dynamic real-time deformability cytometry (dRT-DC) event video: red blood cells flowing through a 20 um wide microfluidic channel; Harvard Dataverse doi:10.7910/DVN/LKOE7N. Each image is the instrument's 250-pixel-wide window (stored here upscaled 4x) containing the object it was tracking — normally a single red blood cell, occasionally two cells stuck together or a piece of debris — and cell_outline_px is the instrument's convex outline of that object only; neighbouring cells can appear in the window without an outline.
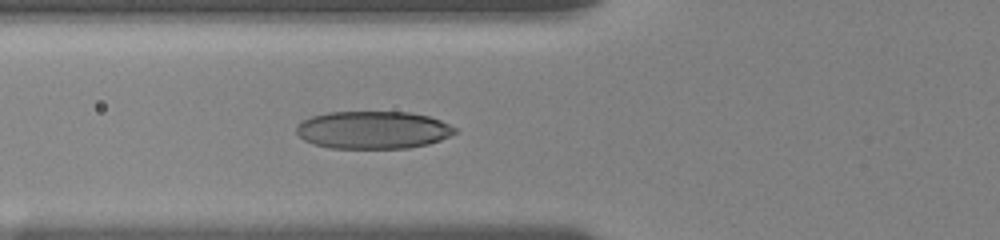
{"species": "human", "species_latin": "Homo sapiens", "temperature_condition": "room temperature", "stored_images_in_passage": 9, "camera_frame_rate_fps": 3000, "um_per_image_px": 0.085, "donor": {"sex": "female"}, "frame": {"image": 1, "passage_image": 9, "time_ms": 6.0, "image_size_px": [1000, 240], "cell_outline_px": [[456, 132], [440, 140], [428, 144], [408, 148], [332, 148], [316, 144], [304, 140], [296, 132], [296, 128], [304, 120], [312, 116], [328, 112], [408, 112], [428, 116], [440, 120], [456, 128]], "centroid_in_image_um": [31.72, 11.04], "position_along_channel_um": 94.1, "area_um2": 34.51}}